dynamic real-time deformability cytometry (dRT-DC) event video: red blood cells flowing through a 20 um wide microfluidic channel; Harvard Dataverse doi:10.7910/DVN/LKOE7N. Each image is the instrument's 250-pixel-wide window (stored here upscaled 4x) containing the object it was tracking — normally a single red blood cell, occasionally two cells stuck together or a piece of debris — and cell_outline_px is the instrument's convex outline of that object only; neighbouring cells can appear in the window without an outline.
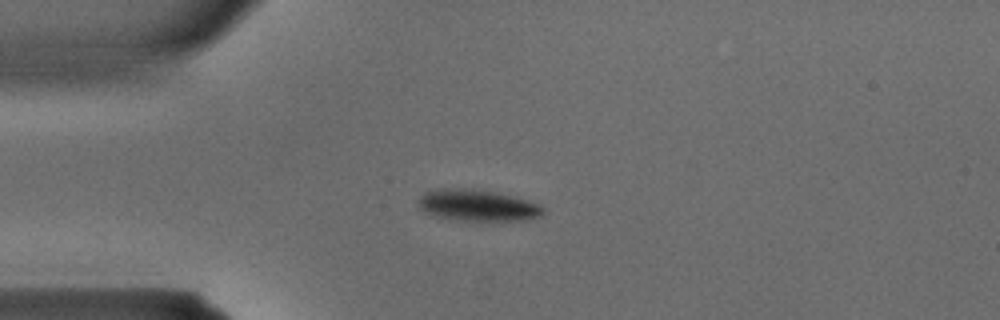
{"species": "common noctule bat (a hibernating species)", "species_latin": "Nyctalus noctula", "temperature_condition": "warm", "stored_images_in_passage": 30, "camera_frame_rate_fps": 3000, "um_per_image_px": 0.085, "animal": {"sex": "male", "body_mass_g": 15.6}, "frame": {"image": 1, "passage_image": 6, "time_ms": 1.667, "image_size_px": [1000, 320], "cell_outline_px": [[544, 212], [540, 216], [524, 220], [448, 220], [432, 216], [420, 208], [416, 204], [416, 200], [424, 192], [440, 188], [460, 188], [492, 192], [524, 200], [536, 204], [544, 208]], "centroid_in_image_um": [40.46, 17.47], "position_along_channel_um": 44.5, "area_um2": 22.6}}
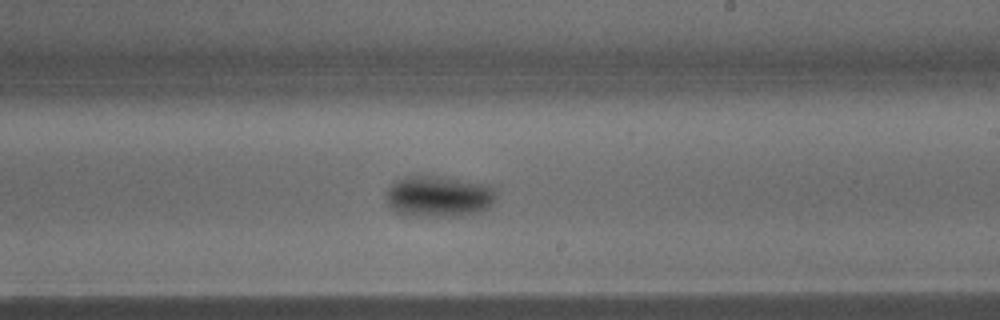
{"frame": {"image": 2, "passage_image": 18, "time_ms": 5.667, "image_size_px": [1000, 320], "cell_outline_px": [[496, 200], [488, 208], [476, 212], [460, 216], [416, 216], [396, 212], [388, 204], [388, 188], [396, 180], [404, 176], [444, 176], [492, 184], [496, 188]], "centroid_in_image_um": [37.37, 16.67], "position_along_channel_um": 251.6, "area_um2": 26.76}}
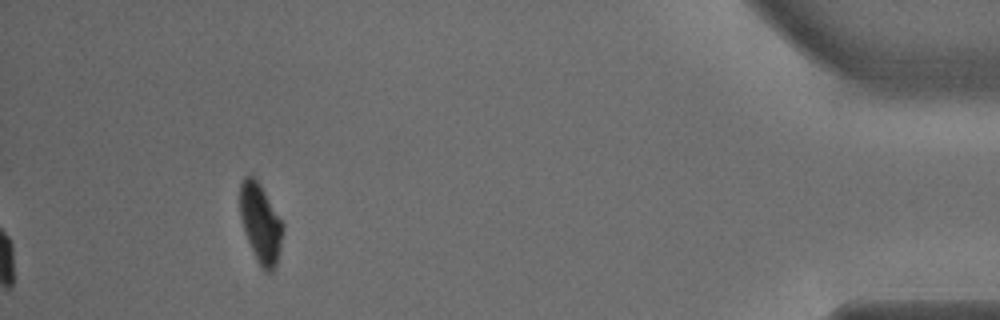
{"frame": {"image": 3, "passage_image": 30, "time_ms": 9.667, "image_size_px": [1000, 320], "cell_outline_px": [[284, 228], [280, 248], [276, 264], [272, 272], [264, 272], [244, 232], [240, 216], [240, 184], [244, 176], [252, 176], [260, 184], [284, 224]], "centroid_in_image_um": [22.15, 18.96], "position_along_channel_um": 413.0, "area_um2": 19.48}}